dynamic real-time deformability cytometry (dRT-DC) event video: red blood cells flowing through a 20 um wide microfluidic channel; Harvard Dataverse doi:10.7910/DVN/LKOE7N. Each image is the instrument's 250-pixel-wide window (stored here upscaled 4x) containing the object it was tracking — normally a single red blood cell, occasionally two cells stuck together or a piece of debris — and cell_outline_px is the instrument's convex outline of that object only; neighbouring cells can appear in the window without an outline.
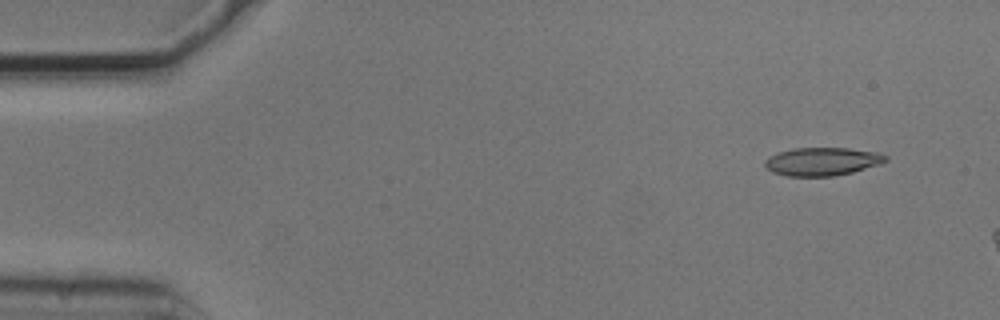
{"species": "common noctule bat (a hibernating species)", "species_latin": "Nyctalus noctula", "temperature_condition": "cold", "stored_images_in_passage": 3, "camera_frame_rate_fps": 3000, "um_per_image_px": 0.085, "animal": {"sex": "male", "body_mass_g": 20.5, "forearm_length_mm": 52.5}, "frame": {"image": 1, "passage_image": 1, "time_ms": 0.0, "image_size_px": [1000, 320], "cell_outline_px": [[888, 160], [880, 164], [852, 172], [832, 176], [788, 176], [772, 172], [764, 164], [764, 160], [768, 156], [780, 152], [796, 148], [848, 148], [880, 152], [888, 156]], "centroid_in_image_um": [69.91, 13.72], "position_along_channel_um": 15.1, "area_um2": 19.83}}